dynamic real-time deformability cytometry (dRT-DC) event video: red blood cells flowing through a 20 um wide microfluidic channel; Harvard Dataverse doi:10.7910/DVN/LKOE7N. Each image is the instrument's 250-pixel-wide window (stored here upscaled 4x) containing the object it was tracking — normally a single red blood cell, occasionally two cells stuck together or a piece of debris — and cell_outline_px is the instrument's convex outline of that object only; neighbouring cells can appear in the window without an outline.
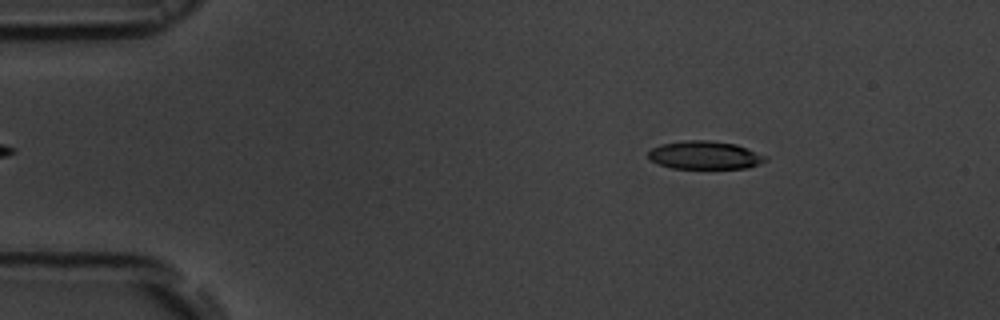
{"species": "common noctule bat (a hibernating species)", "species_latin": "Nyctalus noctula", "temperature_condition": "room temperature", "stored_images_in_passage": 48, "camera_frame_rate_fps": 3000, "um_per_image_px": 0.085, "animal": {"sex": "male", "body_mass_g": 19.5, "forearm_length_mm": 54.6}, "frame": {"image": 1, "passage_image": 2, "time_ms": 0.333, "image_size_px": [1000, 320], "cell_outline_px": [[768, 160], [748, 168], [672, 168], [660, 164], [652, 160], [648, 156], [648, 152], [652, 148], [660, 144], [688, 140], [708, 140], [736, 144], [768, 156]], "centroid_in_image_um": [59.94, 13.18], "position_along_channel_um": 25.1, "area_um2": 19.13}}
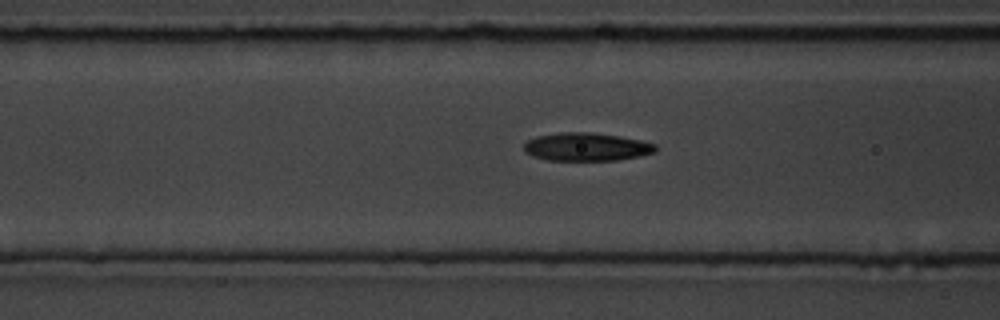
{"frame": {"image": 2, "passage_image": 15, "time_ms": 4.667, "image_size_px": [1000, 320], "cell_outline_px": [[656, 152], [640, 156], [616, 160], [548, 160], [532, 156], [524, 152], [524, 144], [528, 140], [536, 136], [560, 132], [592, 132], [620, 136], [640, 140], [656, 144]], "centroid_in_image_um": [49.84, 12.48], "position_along_channel_um": 116.8, "area_um2": 21.68}}
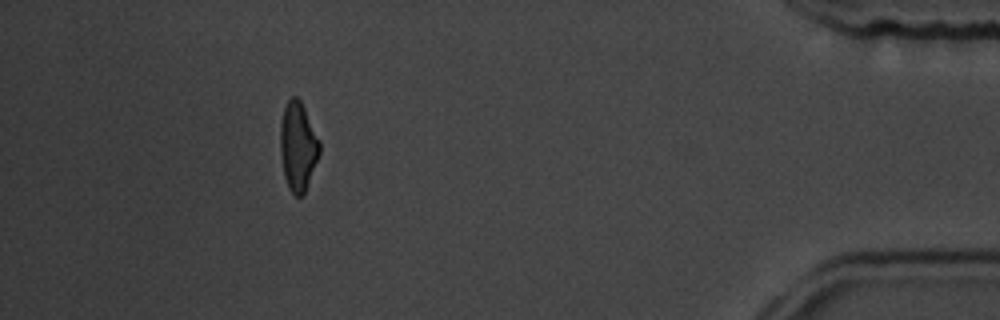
{"frame": {"image": 3, "passage_image": 43, "time_ms": 14.0, "image_size_px": [1000, 320], "cell_outline_px": [[320, 152], [304, 192], [300, 196], [296, 196], [288, 188], [284, 176], [280, 152], [280, 124], [284, 108], [288, 100], [292, 96], [296, 96], [300, 100], [320, 140]], "centroid_in_image_um": [25.31, 12.42], "position_along_channel_um": 409.9, "area_um2": 20.11}, "authors_computed_cell_mechanics": {"area_um2": 21.0681, "velocity_mm_per_s": 3.748, "shape_relaxation_time_tau1_ms": 3.1728, "shape_relaxation_time_tau2_ms": 2.7282, "deformation_change_tau1": 0.1632, "deformation_change_tau2": 0.1075}}